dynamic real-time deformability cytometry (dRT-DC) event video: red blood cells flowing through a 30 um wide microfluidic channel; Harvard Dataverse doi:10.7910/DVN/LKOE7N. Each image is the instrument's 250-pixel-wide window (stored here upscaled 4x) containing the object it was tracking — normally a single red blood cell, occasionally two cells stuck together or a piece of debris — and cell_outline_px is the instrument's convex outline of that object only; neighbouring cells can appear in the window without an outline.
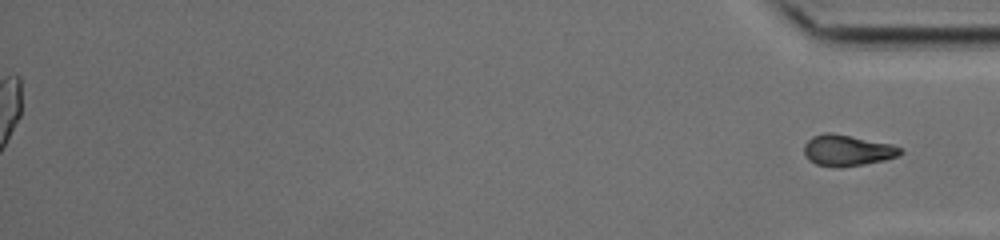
{"species": "common noctule bat (a hibernating species)", "species_latin": "Nyctalus noctula", "temperature_condition": "cold", "stored_images_in_passage": 52, "segment_of_instrument_passage": [2, 2], "camera_frame_rate_fps": 3000, "um_per_image_px": 0.085, "animal": {"sex": "female", "body_mass_g": 17.0, "forearm_length_mm": 48.0}, "frame": {"image": 1, "passage_image": 52, "time_ms": 17.0, "image_size_px": [1000, 240], "cell_outline_px": [[904, 152], [900, 156], [884, 160], [864, 164], [816, 164], [808, 160], [804, 152], [804, 144], [812, 136], [824, 132], [832, 132], [892, 144], [900, 148]], "centroid_in_image_um": [72.04, 12.73], "position_along_channel_um": 363.2, "area_um2": 16.94}}